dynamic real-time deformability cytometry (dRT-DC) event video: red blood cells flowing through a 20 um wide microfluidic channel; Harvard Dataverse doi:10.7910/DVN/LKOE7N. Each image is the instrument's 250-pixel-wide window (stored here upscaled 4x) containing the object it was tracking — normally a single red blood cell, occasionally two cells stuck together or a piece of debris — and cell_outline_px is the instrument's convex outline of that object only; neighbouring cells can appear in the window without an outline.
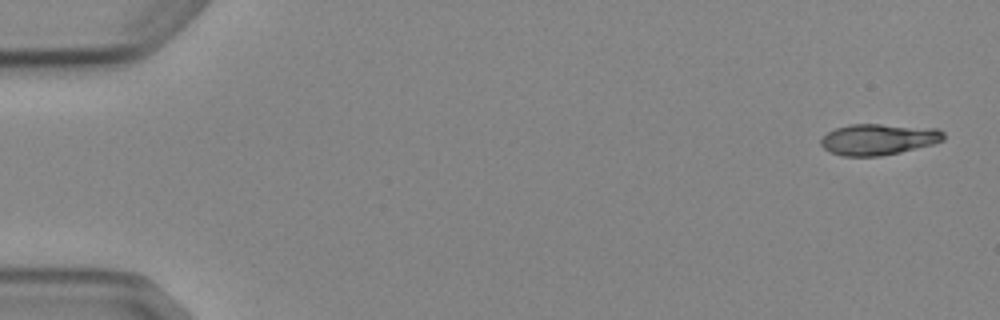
{"species": "Egyptian fruit bat (a non-hibernating species)", "species_latin": "Rousettus aegyptiacus", "temperature_condition": "cold", "stored_images_in_passage": 4, "camera_frame_rate_fps": 3000, "um_per_image_px": 0.085, "animal": {"sex": "female"}, "frame": {"image": 1, "passage_image": 1, "time_ms": 0.0, "image_size_px": [1000, 320], "cell_outline_px": [[944, 140], [932, 144], [900, 152], [880, 156], [844, 156], [832, 152], [824, 148], [820, 144], [820, 140], [828, 132], [836, 128], [848, 124], [880, 124], [936, 128], [944, 132]], "centroid_in_image_um": [74.67, 11.84], "position_along_channel_um": 10.3, "area_um2": 22.14}}
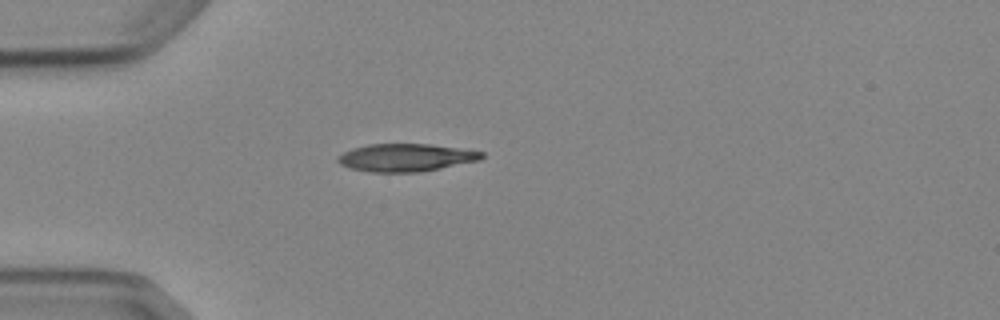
{"frame": {"image": 2, "passage_image": 4, "time_ms": 4.333, "image_size_px": [1000, 320], "cell_outline_px": [[484, 156], [480, 160], [420, 172], [372, 172], [352, 168], [340, 164], [336, 160], [336, 156], [352, 148], [368, 144], [432, 144], [484, 152]], "centroid_in_image_um": [34.48, 13.39], "position_along_channel_um": 50.5, "area_um2": 23.18}}